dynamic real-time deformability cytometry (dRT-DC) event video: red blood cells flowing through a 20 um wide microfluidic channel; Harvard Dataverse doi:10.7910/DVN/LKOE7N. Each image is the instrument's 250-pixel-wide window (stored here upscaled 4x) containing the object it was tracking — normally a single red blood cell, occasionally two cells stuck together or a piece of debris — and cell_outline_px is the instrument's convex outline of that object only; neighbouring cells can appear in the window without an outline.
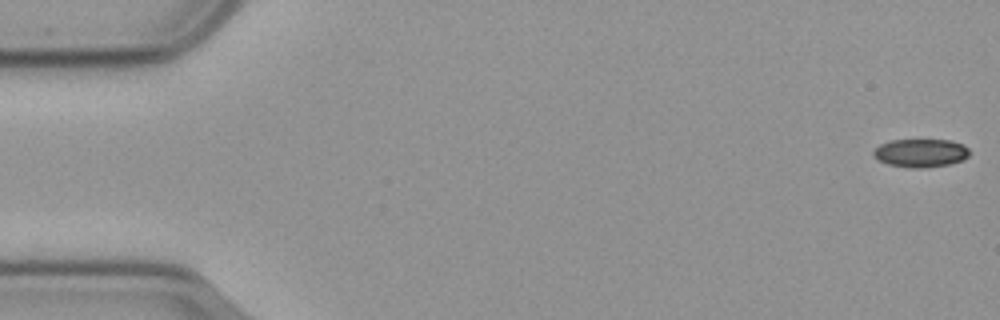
{"species": "common noctule bat (a hibernating species)", "species_latin": "Nyctalus noctula", "temperature_condition": "cold", "stored_images_in_passage": 9, "camera_frame_rate_fps": 3000, "um_per_image_px": 0.085, "animal": {"sex": "male", "body_mass_g": 23.1, "forearm_length_mm": 52.7}, "frame": {"image": 1, "passage_image": 1, "time_ms": 0.0, "image_size_px": [1000, 320], "cell_outline_px": [[968, 156], [964, 160], [948, 164], [924, 168], [908, 168], [888, 164], [872, 156], [872, 152], [880, 144], [892, 140], [948, 140], [964, 144], [968, 148]], "centroid_in_image_um": [78.25, 13.01], "position_along_channel_um": 6.7, "area_um2": 15.84}}